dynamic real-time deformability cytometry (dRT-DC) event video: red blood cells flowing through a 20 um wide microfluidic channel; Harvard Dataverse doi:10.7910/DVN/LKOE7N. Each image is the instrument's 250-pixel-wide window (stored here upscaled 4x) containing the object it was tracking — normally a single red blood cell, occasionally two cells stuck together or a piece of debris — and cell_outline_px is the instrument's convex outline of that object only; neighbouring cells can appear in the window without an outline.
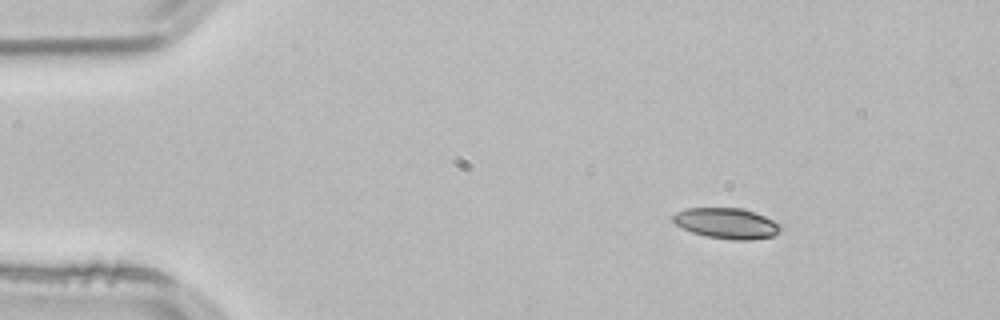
{"species": "common noctule bat (a hibernating species)", "species_latin": "Nyctalus noctula", "temperature_condition": "room temperature", "stored_images_in_passage": 3, "camera_frame_rate_fps": 3000, "um_per_image_px": 0.085, "animal": {"sex": "male", "body_mass_g": 21.5, "forearm_length_mm": 52.0}, "frame": {"image": 1, "passage_image": 1, "time_ms": 0.0, "image_size_px": [1000, 320], "cell_outline_px": [[784, 228], [772, 236], [752, 240], [732, 240], [708, 236], [692, 232], [676, 224], [672, 220], [672, 216], [676, 212], [684, 208], [744, 208], [784, 224]], "centroid_in_image_um": [61.81, 18.97], "position_along_channel_um": 23.2, "area_um2": 19.36}}